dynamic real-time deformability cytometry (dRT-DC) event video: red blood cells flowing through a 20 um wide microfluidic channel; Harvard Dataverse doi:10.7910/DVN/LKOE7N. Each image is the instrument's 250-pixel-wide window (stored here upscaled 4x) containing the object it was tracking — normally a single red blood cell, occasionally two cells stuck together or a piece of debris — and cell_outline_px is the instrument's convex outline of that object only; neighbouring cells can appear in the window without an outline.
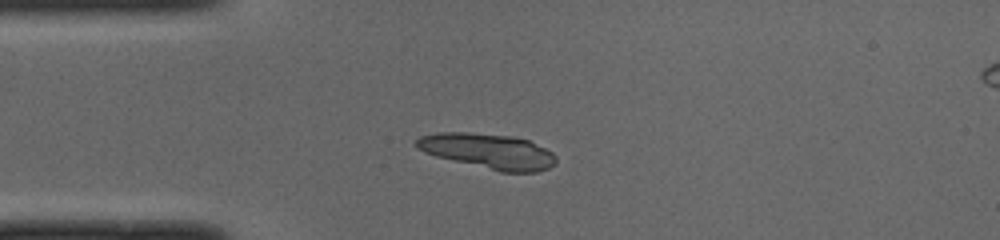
{"species": "common noctule bat (a hibernating species)", "species_latin": "Nyctalus noctula", "temperature_condition": "cold", "stored_images_in_passage": 38, "camera_frame_rate_fps": 3000, "um_per_image_px": 0.085, "animal": {"sex": "male", "body_mass_g": 19.0, "forearm_length_mm": 50.8}, "frame": {"image": 1, "passage_image": 1, "time_ms": 0.0, "image_size_px": [1000, 240], "cell_outline_px": [[556, 160], [548, 168], [536, 172], [500, 172], [436, 156], [424, 152], [416, 148], [416, 140], [420, 136], [436, 132], [468, 132], [512, 136], [528, 140], [552, 152], [556, 156]], "centroid_in_image_um": [41.47, 12.84], "position_along_channel_um": 43.5, "area_um2": 28.5}}
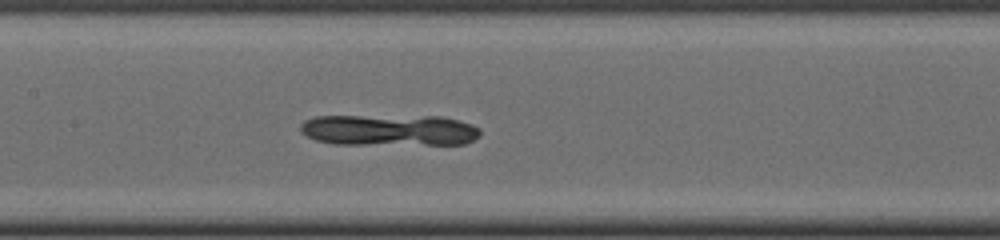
{"frame": {"image": 2, "passage_image": 12, "time_ms": 3.667, "image_size_px": [1000, 240], "cell_outline_px": [[480, 136], [464, 144], [332, 144], [316, 140], [300, 132], [300, 124], [304, 120], [316, 116], [440, 116], [460, 120], [472, 124], [480, 128]], "centroid_in_image_um": [33.09, 11.05], "position_along_channel_um": 174.3, "area_um2": 33.06}}
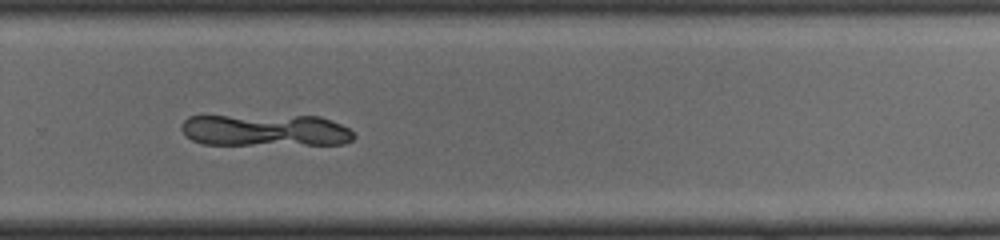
{"frame": {"image": 3, "passage_image": 22, "time_ms": 7.0, "image_size_px": [1000, 240], "cell_outline_px": [[356, 136], [352, 140], [344, 144], [200, 144], [184, 136], [180, 128], [180, 124], [188, 116], [320, 116], [332, 120], [348, 128]], "centroid_in_image_um": [22.53, 11.07], "position_along_channel_um": 307.3, "area_um2": 32.25}}